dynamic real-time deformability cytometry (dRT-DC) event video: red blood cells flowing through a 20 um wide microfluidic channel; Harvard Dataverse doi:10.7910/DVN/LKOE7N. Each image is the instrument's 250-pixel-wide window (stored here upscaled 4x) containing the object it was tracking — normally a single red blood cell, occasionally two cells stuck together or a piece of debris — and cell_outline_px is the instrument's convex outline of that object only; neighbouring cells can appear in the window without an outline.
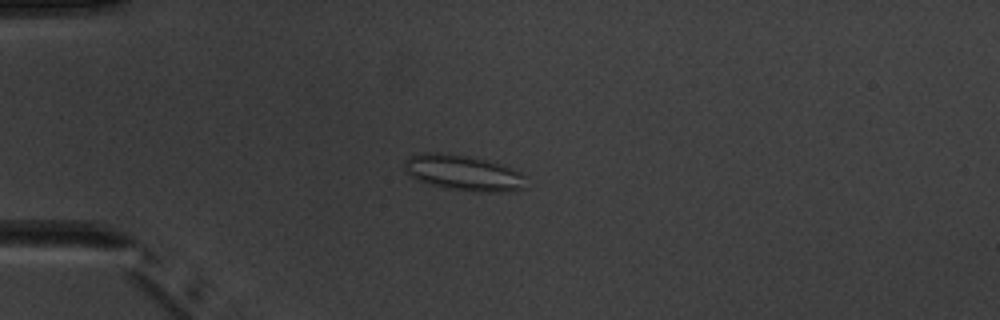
{"species": "common noctule bat (a hibernating species)", "species_latin": "Nyctalus noctula", "temperature_condition": "warm", "stored_images_in_passage": 4, "camera_frame_rate_fps": 3000, "um_per_image_px": 0.085, "animal": {"sex": "male", "body_mass_g": 20.1, "forearm_length_mm": 53.5}, "frame": {"image": 1, "passage_image": 3, "time_ms": 2.333, "image_size_px": [1000, 320], "cell_outline_px": [[524, 188], [512, 192], [476, 192], [448, 188], [432, 184], [420, 180], [404, 172], [404, 160], [408, 156], [424, 152], [440, 152], [468, 156], [500, 164], [520, 172], [524, 176]], "centroid_in_image_um": [39.36, 14.69], "position_along_channel_um": 45.6, "area_um2": 25.09}}